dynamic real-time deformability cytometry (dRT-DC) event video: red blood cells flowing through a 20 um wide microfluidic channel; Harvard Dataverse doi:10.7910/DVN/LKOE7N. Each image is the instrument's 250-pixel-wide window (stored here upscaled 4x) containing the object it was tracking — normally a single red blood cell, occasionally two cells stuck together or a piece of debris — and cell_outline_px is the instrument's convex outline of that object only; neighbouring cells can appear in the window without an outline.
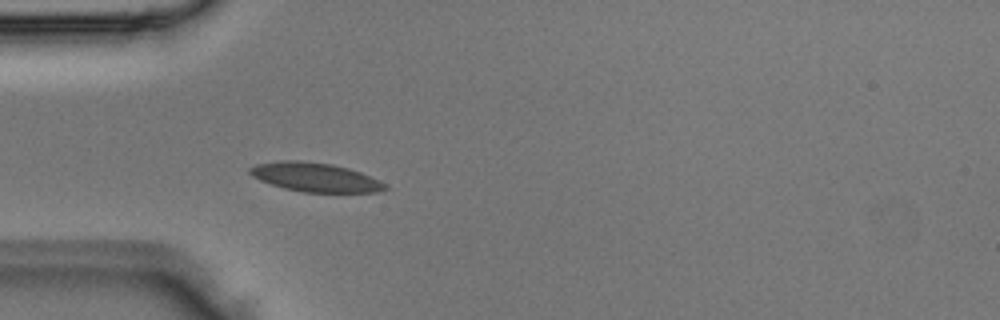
{"species": "Egyptian fruit bat (a non-hibernating species)", "species_latin": "Rousettus aegyptiacus", "temperature_condition": "room temperature", "stored_images_in_passage": 4, "camera_frame_rate_fps": 3000, "um_per_image_px": 0.085, "animal": {"sex": "male"}, "frame": {"image": 1, "passage_image": 4, "time_ms": 1.0, "image_size_px": [1000, 320], "cell_outline_px": [[388, 188], [376, 192], [304, 192], [284, 188], [260, 180], [252, 176], [248, 172], [248, 168], [256, 164], [280, 160], [300, 160], [332, 164], [348, 168], [360, 172], [380, 180], [388, 184]], "centroid_in_image_um": [26.79, 15.05], "position_along_channel_um": 58.2, "area_um2": 22.89}}